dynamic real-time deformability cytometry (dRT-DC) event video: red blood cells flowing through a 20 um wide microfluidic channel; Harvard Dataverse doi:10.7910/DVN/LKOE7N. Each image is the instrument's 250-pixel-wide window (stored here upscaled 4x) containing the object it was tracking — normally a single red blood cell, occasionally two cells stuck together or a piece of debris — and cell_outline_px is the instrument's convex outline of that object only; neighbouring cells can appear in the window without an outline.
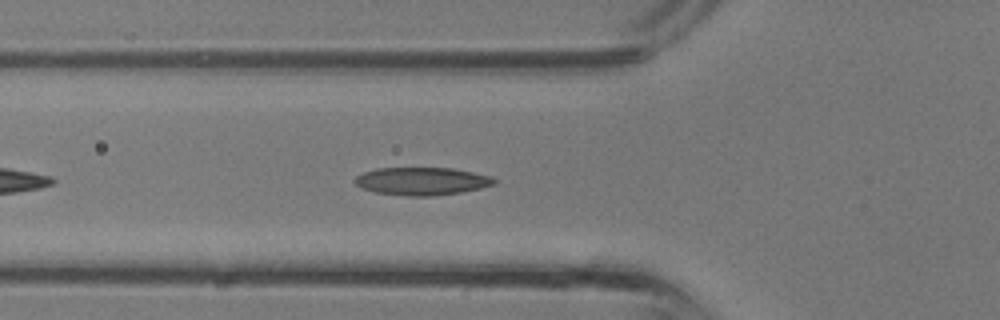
{"species": "common noctule bat (a hibernating species)", "species_latin": "Nyctalus noctula", "temperature_condition": "room temperature", "stored_images_in_passage": 28, "camera_frame_rate_fps": 3000, "um_per_image_px": 0.085, "animal": {"sex": "male", "body_mass_g": 13.3}, "frame": {"image": 1, "passage_image": 4, "time_ms": 1.0, "image_size_px": [1000, 320], "cell_outline_px": [[496, 184], [480, 188], [460, 192], [432, 196], [408, 196], [376, 192], [360, 188], [356, 184], [356, 176], [364, 172], [376, 168], [452, 168], [492, 176], [496, 180]], "centroid_in_image_um": [35.87, 15.4], "position_along_channel_um": 89.9, "area_um2": 22.48}}
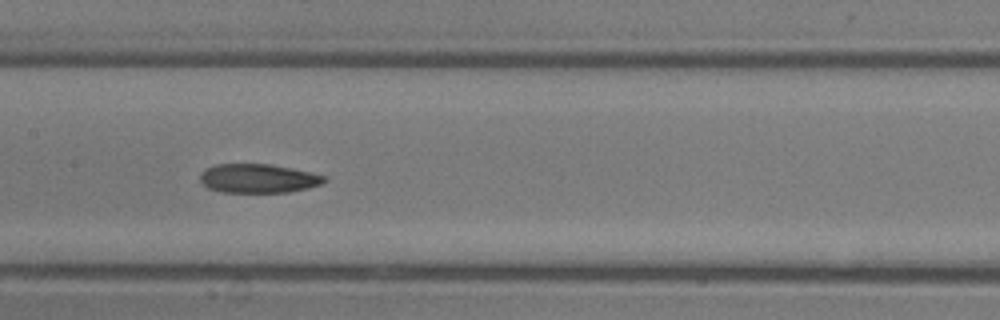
{"frame": {"image": 2, "passage_image": 9, "time_ms": 2.667, "image_size_px": [1000, 320], "cell_outline_px": [[328, 180], [320, 184], [308, 188], [288, 192], [224, 192], [208, 188], [200, 180], [200, 172], [204, 168], [216, 164], [268, 164], [292, 168], [328, 176]], "centroid_in_image_um": [21.95, 15.16], "position_along_channel_um": 185.4, "area_um2": 21.04}}
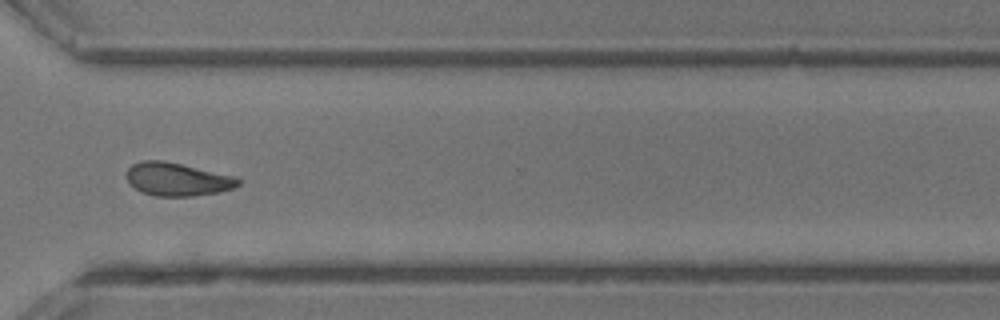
{"frame": {"image": 3, "passage_image": 18, "time_ms": 5.667, "image_size_px": [1000, 320], "cell_outline_px": [[240, 184], [232, 188], [220, 192], [192, 196], [156, 196], [140, 192], [128, 180], [128, 168], [132, 164], [144, 160], [160, 160], [180, 164], [236, 176], [240, 180]], "centroid_in_image_um": [15.09, 15.24], "position_along_channel_um": 355.5, "area_um2": 21.33}}